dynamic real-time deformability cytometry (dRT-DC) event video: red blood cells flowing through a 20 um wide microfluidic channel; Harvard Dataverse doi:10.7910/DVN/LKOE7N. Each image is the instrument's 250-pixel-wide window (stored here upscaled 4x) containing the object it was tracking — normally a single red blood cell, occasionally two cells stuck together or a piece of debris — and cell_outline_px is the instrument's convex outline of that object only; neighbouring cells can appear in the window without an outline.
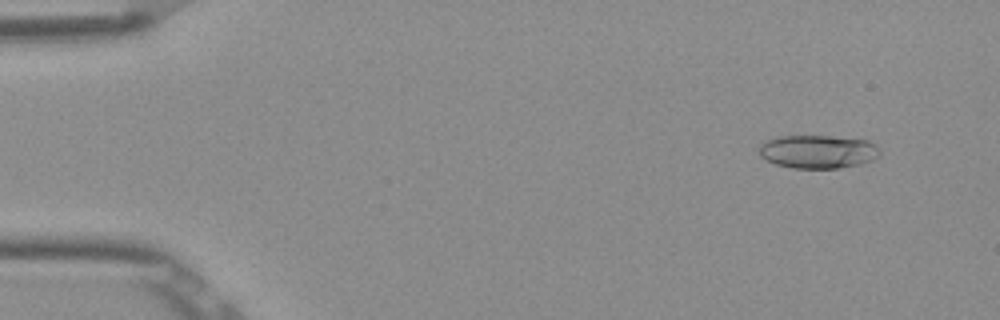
{"species": "Egyptian fruit bat (a non-hibernating species)", "species_latin": "Rousettus aegyptiacus", "temperature_condition": "room temperature", "stored_images_in_passage": 53, "camera_frame_rate_fps": 3000, "um_per_image_px": 0.085, "frame": {"image": 1, "passage_image": 5, "time_ms": 1.333, "image_size_px": [1000, 320], "cell_outline_px": [[880, 156], [872, 160], [860, 164], [840, 168], [792, 168], [776, 164], [760, 156], [760, 144], [764, 140], [776, 136], [828, 136], [868, 140], [876, 144], [880, 152]], "centroid_in_image_um": [69.53, 12.88], "position_along_channel_um": 15.5, "area_um2": 23.58}}
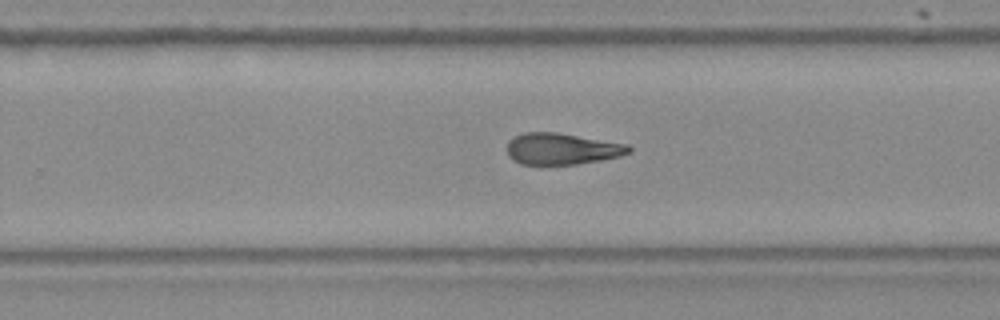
{"frame": {"image": 2, "passage_image": 34, "time_ms": 11.0, "image_size_px": [1000, 320], "cell_outline_px": [[632, 152], [620, 156], [600, 160], [576, 164], [520, 164], [512, 160], [508, 156], [508, 140], [524, 132], [556, 132], [628, 144], [632, 148]], "centroid_in_image_um": [47.77, 12.65], "position_along_channel_um": 282.0, "area_um2": 22.31}}
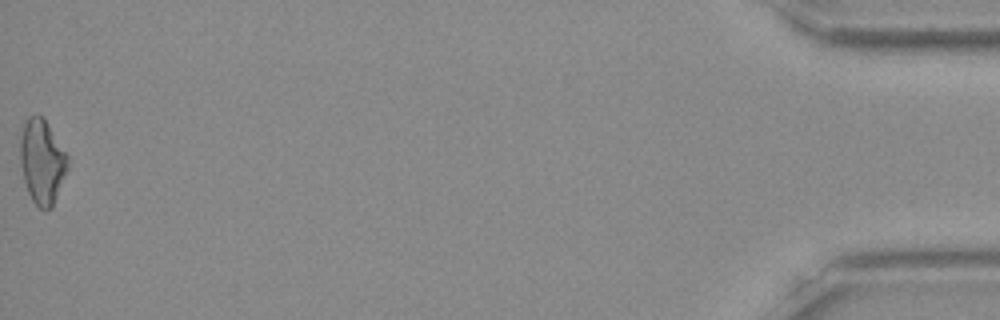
{"frame": {"image": 3, "passage_image": 53, "time_ms": 17.333, "image_size_px": [1000, 320], "cell_outline_px": [[68, 168], [52, 208], [44, 212], [32, 200], [28, 192], [24, 180], [20, 160], [20, 140], [24, 124], [28, 116], [36, 112], [44, 116], [68, 156]], "centroid_in_image_um": [3.58, 13.71], "position_along_channel_um": 431.6, "area_um2": 23.64}, "authors_computed_cell_mechanics": {"area_um2": 23.1778, "velocity_mm_per_s": 3.897, "shape_relaxation_time_tau1_ms": null, "shape_relaxation_time_tau2_ms": 7.7753, "deformation_change_tau1": null, "deformation_change_tau2": 0.209}}